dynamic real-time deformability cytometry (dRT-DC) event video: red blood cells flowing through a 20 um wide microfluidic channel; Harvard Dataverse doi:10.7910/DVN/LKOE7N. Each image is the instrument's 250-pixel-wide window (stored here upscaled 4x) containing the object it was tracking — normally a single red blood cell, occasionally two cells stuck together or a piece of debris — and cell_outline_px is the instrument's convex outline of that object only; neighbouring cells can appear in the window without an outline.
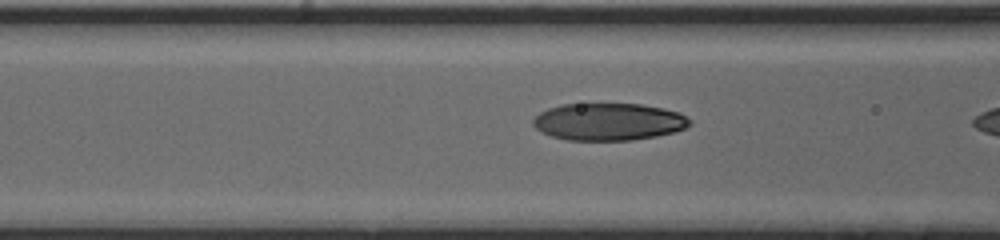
{"species": "human", "species_latin": "Homo sapiens", "temperature_condition": "cold", "stored_images_in_passage": 23, "segment_of_instrument_passage": [2, 2], "camera_frame_rate_fps": 3000, "um_per_image_px": 0.085, "donor": {"sex": "male"}, "frame": {"image": 1, "passage_image": 21, "time_ms": 6.667, "image_size_px": [1000, 240], "cell_outline_px": [[692, 124], [684, 128], [672, 132], [656, 136], [632, 140], [568, 140], [552, 136], [536, 128], [532, 124], [532, 120], [540, 112], [548, 108], [560, 104], [640, 104], [664, 108], [680, 112], [692, 120]], "centroid_in_image_um": [51.75, 10.34], "position_along_channel_um": 114.8, "area_um2": 34.04}}